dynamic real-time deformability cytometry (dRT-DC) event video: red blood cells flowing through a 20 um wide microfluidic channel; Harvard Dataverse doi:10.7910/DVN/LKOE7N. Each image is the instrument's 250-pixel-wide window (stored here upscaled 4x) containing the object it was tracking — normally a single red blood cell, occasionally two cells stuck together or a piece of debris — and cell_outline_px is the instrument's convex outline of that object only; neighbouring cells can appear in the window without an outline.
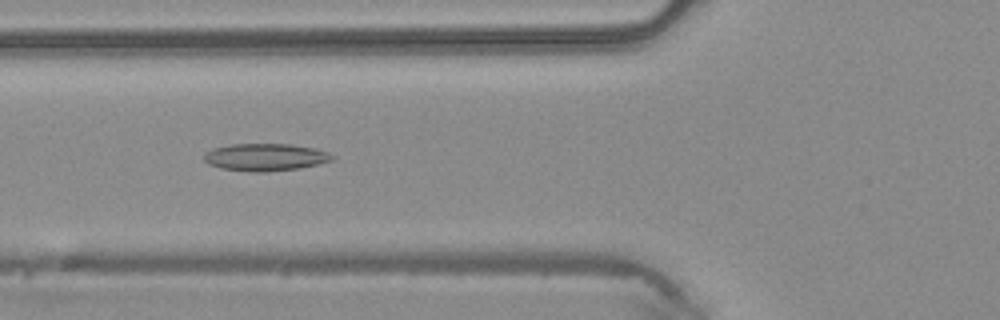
{"species": "common noctule bat (a hibernating species)", "species_latin": "Nyctalus noctula", "temperature_condition": "warm", "stored_images_in_passage": 35, "camera_frame_rate_fps": 3000, "um_per_image_px": 0.085, "animal": {"sex": "male", "body_mass_g": 20.4}, "frame": {"image": 1, "passage_image": 10, "time_ms": 3.0, "image_size_px": [1000, 320], "cell_outline_px": [[336, 160], [300, 168], [264, 172], [252, 172], [220, 168], [208, 164], [204, 160], [204, 152], [212, 148], [228, 144], [292, 144], [316, 148], [328, 152], [336, 156]], "centroid_in_image_um": [22.57, 13.35], "position_along_channel_um": 103.2, "area_um2": 20.81}}
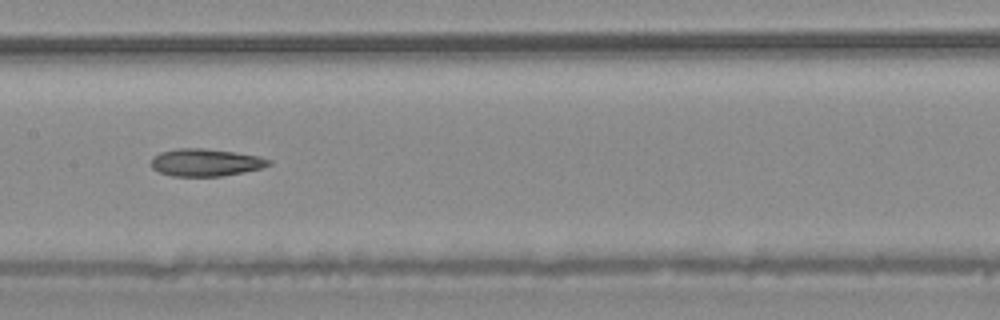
{"frame": {"image": 2, "passage_image": 16, "time_ms": 5.0, "image_size_px": [1000, 320], "cell_outline_px": [[272, 164], [260, 168], [220, 176], [172, 176], [160, 172], [152, 168], [152, 156], [160, 152], [180, 148], [204, 148], [260, 156], [272, 160]], "centroid_in_image_um": [17.47, 13.8], "position_along_channel_um": 189.9, "area_um2": 18.61}}
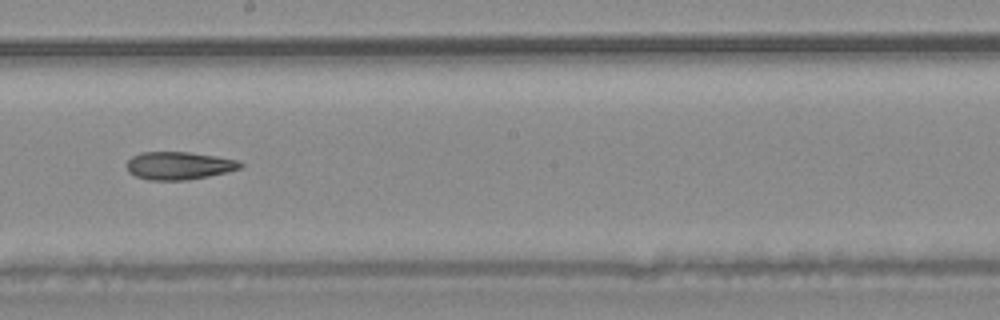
{"frame": {"image": 3, "passage_image": 19, "time_ms": 6.0, "image_size_px": [1000, 320], "cell_outline_px": [[244, 164], [240, 168], [228, 172], [188, 180], [148, 180], [136, 176], [128, 172], [128, 160], [132, 156], [140, 152], [188, 152], [216, 156], [240, 160]], "centroid_in_image_um": [15.24, 14.08], "position_along_channel_um": 233.0, "area_um2": 18.5}}